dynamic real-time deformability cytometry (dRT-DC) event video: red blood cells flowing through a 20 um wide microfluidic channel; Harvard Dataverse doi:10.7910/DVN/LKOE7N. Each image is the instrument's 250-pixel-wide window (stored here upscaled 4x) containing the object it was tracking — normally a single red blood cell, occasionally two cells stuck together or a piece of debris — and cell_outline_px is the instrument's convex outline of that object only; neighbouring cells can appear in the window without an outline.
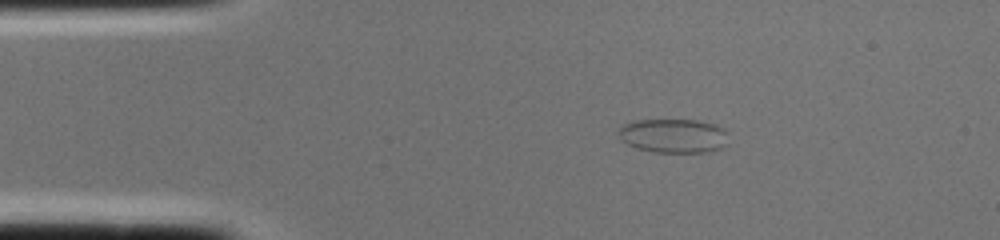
{"species": "common noctule bat (a hibernating species)", "species_latin": "Nyctalus noctula", "temperature_condition": "cold", "stored_images_in_passage": 1, "camera_frame_rate_fps": 3000, "um_per_image_px": 0.085, "animal": {"sex": "female", "body_mass_g": 22.0, "forearm_length_mm": 56.7}, "frame": {"image": 1, "passage_image": 1, "time_ms": 0.0, "image_size_px": [1000, 240], "cell_outline_px": [[728, 144], [720, 148], [708, 152], [652, 152], [636, 148], [620, 140], [616, 132], [620, 124], [636, 120], [696, 120], [712, 124], [724, 128], [728, 132]], "centroid_in_image_um": [57.21, 11.54], "position_along_channel_um": 27.8, "area_um2": 22.25}}